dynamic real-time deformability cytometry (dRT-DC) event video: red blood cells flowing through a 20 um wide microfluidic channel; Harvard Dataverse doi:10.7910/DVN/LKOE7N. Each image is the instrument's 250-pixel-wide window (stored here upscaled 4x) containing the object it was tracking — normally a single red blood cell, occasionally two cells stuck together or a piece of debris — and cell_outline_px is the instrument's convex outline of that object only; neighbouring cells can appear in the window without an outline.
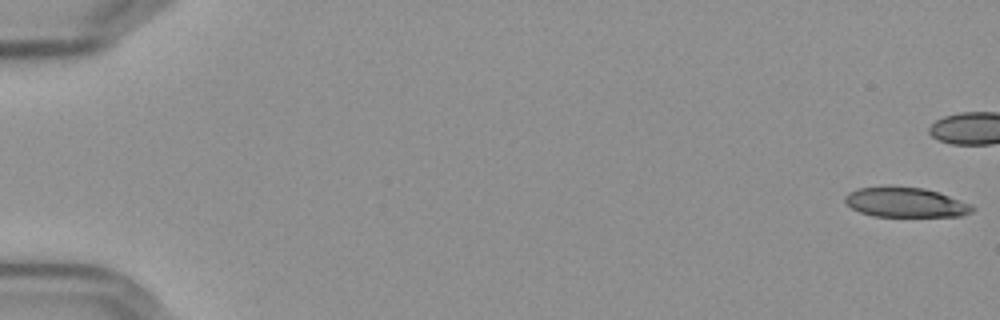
{"species": "Egyptian fruit bat (a non-hibernating species)", "species_latin": "Rousettus aegyptiacus", "temperature_condition": "cold", "stored_images_in_passage": 48, "camera_frame_rate_fps": 3000, "um_per_image_px": 0.085, "frame": {"image": 1, "passage_image": 1, "time_ms": 0.0, "image_size_px": [1000, 320], "cell_outline_px": [[976, 208], [972, 212], [960, 216], [872, 216], [860, 212], [852, 208], [844, 200], [844, 196], [848, 192], [856, 188], [888, 184], [892, 184], [924, 188], [972, 204]], "centroid_in_image_um": [76.92, 17.16], "position_along_channel_um": 8.1, "area_um2": 22.6}}